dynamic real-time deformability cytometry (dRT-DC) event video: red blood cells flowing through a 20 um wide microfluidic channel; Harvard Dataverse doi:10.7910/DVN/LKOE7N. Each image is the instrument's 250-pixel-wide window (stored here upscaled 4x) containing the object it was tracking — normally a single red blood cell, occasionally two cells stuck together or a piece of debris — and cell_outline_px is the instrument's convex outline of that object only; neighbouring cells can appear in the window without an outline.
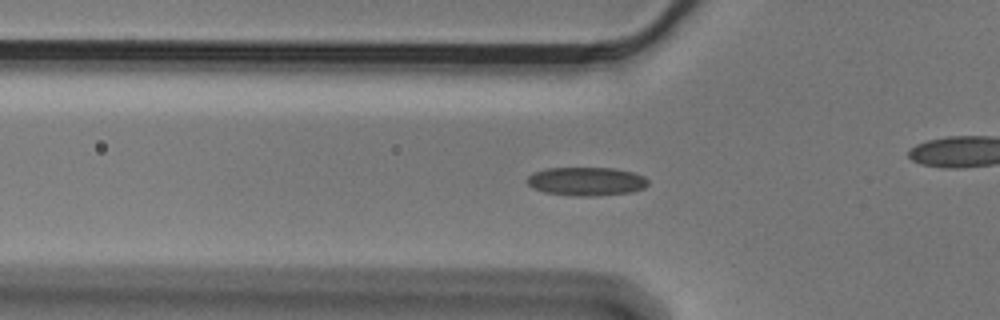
{"species": "Egyptian fruit bat (a non-hibernating species)", "species_latin": "Rousettus aegyptiacus", "temperature_condition": "cold", "stored_images_in_passage": 49, "camera_frame_rate_fps": 3000, "um_per_image_px": 0.085, "animal": {"sex": "male"}, "frame": {"image": 1, "passage_image": 11, "time_ms": 3.333, "image_size_px": [1000, 320], "cell_outline_px": [[648, 184], [644, 188], [632, 192], [592, 196], [576, 196], [544, 192], [532, 188], [524, 180], [532, 172], [548, 168], [612, 168], [632, 172], [644, 176], [648, 180]], "centroid_in_image_um": [49.81, 15.41], "position_along_channel_um": 76.0, "area_um2": 20.23}}
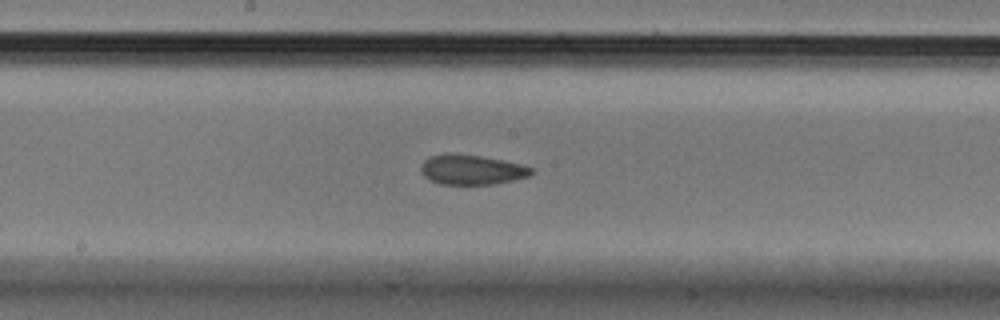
{"frame": {"image": 2, "passage_image": 22, "time_ms": 7.0, "image_size_px": [1000, 320], "cell_outline_px": [[536, 172], [528, 176], [512, 180], [492, 184], [440, 184], [424, 176], [420, 172], [420, 164], [424, 160], [432, 156], [480, 156], [520, 164], [532, 168]], "centroid_in_image_um": [40.11, 14.46], "position_along_channel_um": 208.1, "area_um2": 18.44}}
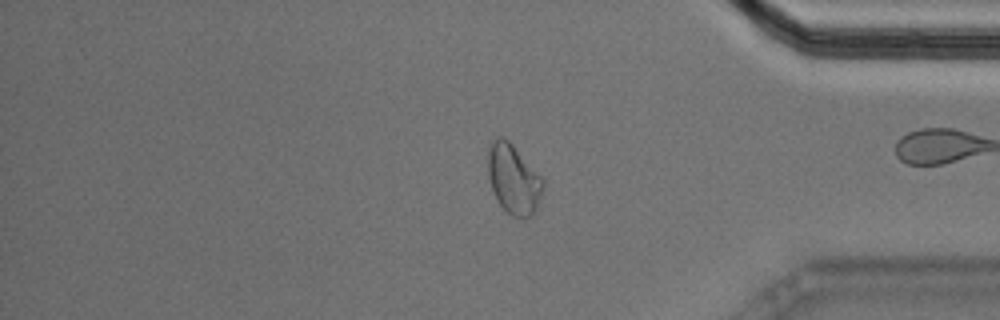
{"frame": {"image": 3, "passage_image": 39, "time_ms": 12.667, "image_size_px": [1000, 320], "cell_outline_px": [[544, 184], [536, 212], [532, 216], [524, 220], [512, 216], [500, 204], [492, 188], [488, 176], [488, 148], [492, 140], [500, 136], [504, 136], [512, 144], [544, 180]], "centroid_in_image_um": [43.66, 15.25], "position_along_channel_um": 391.5, "area_um2": 22.31}, "authors_computed_cell_mechanics": {"area_um2": 19.7098, "velocity_mm_per_s": 3.5732, "shape_relaxation_time_tau1_ms": 5.5695, "shape_relaxation_time_tau2_ms": 1.8908, "deformation_change_tau1": 0.0985, "deformation_change_tau2": 0.0849}}